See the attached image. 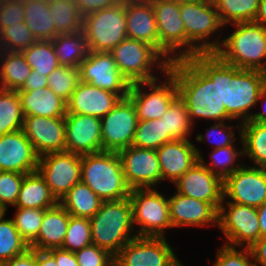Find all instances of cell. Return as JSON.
Segmentation results:
<instances>
[{"instance_id": "11", "label": "cell", "mask_w": 266, "mask_h": 266, "mask_svg": "<svg viewBox=\"0 0 266 266\" xmlns=\"http://www.w3.org/2000/svg\"><path fill=\"white\" fill-rule=\"evenodd\" d=\"M165 74L169 79L161 85L157 80L131 84L127 97L134 104L138 121L159 119L178 97L175 77L168 70ZM146 85L152 88L149 93L142 91Z\"/></svg>"}, {"instance_id": "57", "label": "cell", "mask_w": 266, "mask_h": 266, "mask_svg": "<svg viewBox=\"0 0 266 266\" xmlns=\"http://www.w3.org/2000/svg\"><path fill=\"white\" fill-rule=\"evenodd\" d=\"M37 266H58L54 257L48 251L36 250Z\"/></svg>"}, {"instance_id": "47", "label": "cell", "mask_w": 266, "mask_h": 266, "mask_svg": "<svg viewBox=\"0 0 266 266\" xmlns=\"http://www.w3.org/2000/svg\"><path fill=\"white\" fill-rule=\"evenodd\" d=\"M25 174L0 171V203L15 206Z\"/></svg>"}, {"instance_id": "39", "label": "cell", "mask_w": 266, "mask_h": 266, "mask_svg": "<svg viewBox=\"0 0 266 266\" xmlns=\"http://www.w3.org/2000/svg\"><path fill=\"white\" fill-rule=\"evenodd\" d=\"M21 52L31 69L43 76L50 75L60 66L51 40H37Z\"/></svg>"}, {"instance_id": "28", "label": "cell", "mask_w": 266, "mask_h": 266, "mask_svg": "<svg viewBox=\"0 0 266 266\" xmlns=\"http://www.w3.org/2000/svg\"><path fill=\"white\" fill-rule=\"evenodd\" d=\"M24 116L65 117L67 103L49 87L33 91H17Z\"/></svg>"}, {"instance_id": "60", "label": "cell", "mask_w": 266, "mask_h": 266, "mask_svg": "<svg viewBox=\"0 0 266 266\" xmlns=\"http://www.w3.org/2000/svg\"><path fill=\"white\" fill-rule=\"evenodd\" d=\"M260 222V237H266V202L257 208Z\"/></svg>"}, {"instance_id": "13", "label": "cell", "mask_w": 266, "mask_h": 266, "mask_svg": "<svg viewBox=\"0 0 266 266\" xmlns=\"http://www.w3.org/2000/svg\"><path fill=\"white\" fill-rule=\"evenodd\" d=\"M80 81L119 95L129 94L131 84L117 68L110 52L89 51L79 65Z\"/></svg>"}, {"instance_id": "55", "label": "cell", "mask_w": 266, "mask_h": 266, "mask_svg": "<svg viewBox=\"0 0 266 266\" xmlns=\"http://www.w3.org/2000/svg\"><path fill=\"white\" fill-rule=\"evenodd\" d=\"M3 266H37L36 250L30 248L24 254L3 262Z\"/></svg>"}, {"instance_id": "53", "label": "cell", "mask_w": 266, "mask_h": 266, "mask_svg": "<svg viewBox=\"0 0 266 266\" xmlns=\"http://www.w3.org/2000/svg\"><path fill=\"white\" fill-rule=\"evenodd\" d=\"M45 87H48V77L31 70L23 87L18 91H33Z\"/></svg>"}, {"instance_id": "25", "label": "cell", "mask_w": 266, "mask_h": 266, "mask_svg": "<svg viewBox=\"0 0 266 266\" xmlns=\"http://www.w3.org/2000/svg\"><path fill=\"white\" fill-rule=\"evenodd\" d=\"M122 98L108 90L79 82L70 100L66 113H76L102 118L107 115Z\"/></svg>"}, {"instance_id": "40", "label": "cell", "mask_w": 266, "mask_h": 266, "mask_svg": "<svg viewBox=\"0 0 266 266\" xmlns=\"http://www.w3.org/2000/svg\"><path fill=\"white\" fill-rule=\"evenodd\" d=\"M28 249L29 245L21 237L12 219L0 220V261H9Z\"/></svg>"}, {"instance_id": "38", "label": "cell", "mask_w": 266, "mask_h": 266, "mask_svg": "<svg viewBox=\"0 0 266 266\" xmlns=\"http://www.w3.org/2000/svg\"><path fill=\"white\" fill-rule=\"evenodd\" d=\"M220 20L229 23L253 22L260 0H212Z\"/></svg>"}, {"instance_id": "34", "label": "cell", "mask_w": 266, "mask_h": 266, "mask_svg": "<svg viewBox=\"0 0 266 266\" xmlns=\"http://www.w3.org/2000/svg\"><path fill=\"white\" fill-rule=\"evenodd\" d=\"M24 20L37 40L55 38V26L49 10V2L41 0H23Z\"/></svg>"}, {"instance_id": "59", "label": "cell", "mask_w": 266, "mask_h": 266, "mask_svg": "<svg viewBox=\"0 0 266 266\" xmlns=\"http://www.w3.org/2000/svg\"><path fill=\"white\" fill-rule=\"evenodd\" d=\"M263 100V104L264 100L266 101V84L264 85L260 95H259V99L258 101ZM250 121H255L258 123H266V110L264 109L263 112H258V113H253L252 117L250 118Z\"/></svg>"}, {"instance_id": "24", "label": "cell", "mask_w": 266, "mask_h": 266, "mask_svg": "<svg viewBox=\"0 0 266 266\" xmlns=\"http://www.w3.org/2000/svg\"><path fill=\"white\" fill-rule=\"evenodd\" d=\"M162 181L169 179L175 183L201 157L200 151L188 140H173L157 150Z\"/></svg>"}, {"instance_id": "15", "label": "cell", "mask_w": 266, "mask_h": 266, "mask_svg": "<svg viewBox=\"0 0 266 266\" xmlns=\"http://www.w3.org/2000/svg\"><path fill=\"white\" fill-rule=\"evenodd\" d=\"M165 237H135L115 256L122 266H173L177 261Z\"/></svg>"}, {"instance_id": "66", "label": "cell", "mask_w": 266, "mask_h": 266, "mask_svg": "<svg viewBox=\"0 0 266 266\" xmlns=\"http://www.w3.org/2000/svg\"><path fill=\"white\" fill-rule=\"evenodd\" d=\"M41 1L52 2L53 0H41Z\"/></svg>"}, {"instance_id": "30", "label": "cell", "mask_w": 266, "mask_h": 266, "mask_svg": "<svg viewBox=\"0 0 266 266\" xmlns=\"http://www.w3.org/2000/svg\"><path fill=\"white\" fill-rule=\"evenodd\" d=\"M102 200L83 182L74 185L59 204L71 215L91 219L102 205Z\"/></svg>"}, {"instance_id": "64", "label": "cell", "mask_w": 266, "mask_h": 266, "mask_svg": "<svg viewBox=\"0 0 266 266\" xmlns=\"http://www.w3.org/2000/svg\"><path fill=\"white\" fill-rule=\"evenodd\" d=\"M173 266H183V265L178 260Z\"/></svg>"}, {"instance_id": "48", "label": "cell", "mask_w": 266, "mask_h": 266, "mask_svg": "<svg viewBox=\"0 0 266 266\" xmlns=\"http://www.w3.org/2000/svg\"><path fill=\"white\" fill-rule=\"evenodd\" d=\"M253 254L250 248H243L237 251L235 247L224 245L217 252L214 266H256L250 259Z\"/></svg>"}, {"instance_id": "41", "label": "cell", "mask_w": 266, "mask_h": 266, "mask_svg": "<svg viewBox=\"0 0 266 266\" xmlns=\"http://www.w3.org/2000/svg\"><path fill=\"white\" fill-rule=\"evenodd\" d=\"M165 144V126L159 119L138 121L132 145L157 150Z\"/></svg>"}, {"instance_id": "9", "label": "cell", "mask_w": 266, "mask_h": 266, "mask_svg": "<svg viewBox=\"0 0 266 266\" xmlns=\"http://www.w3.org/2000/svg\"><path fill=\"white\" fill-rule=\"evenodd\" d=\"M218 210V224L228 243L227 246L251 248L260 238V222L256 207L228 202V211L223 206ZM226 211V212H225Z\"/></svg>"}, {"instance_id": "54", "label": "cell", "mask_w": 266, "mask_h": 266, "mask_svg": "<svg viewBox=\"0 0 266 266\" xmlns=\"http://www.w3.org/2000/svg\"><path fill=\"white\" fill-rule=\"evenodd\" d=\"M48 252L54 257L58 266H79L73 252L62 248H53Z\"/></svg>"}, {"instance_id": "19", "label": "cell", "mask_w": 266, "mask_h": 266, "mask_svg": "<svg viewBox=\"0 0 266 266\" xmlns=\"http://www.w3.org/2000/svg\"><path fill=\"white\" fill-rule=\"evenodd\" d=\"M127 38L152 46L169 64L175 56L169 55L158 44V30L155 14L149 0H125ZM171 56V57H170Z\"/></svg>"}, {"instance_id": "1", "label": "cell", "mask_w": 266, "mask_h": 266, "mask_svg": "<svg viewBox=\"0 0 266 266\" xmlns=\"http://www.w3.org/2000/svg\"><path fill=\"white\" fill-rule=\"evenodd\" d=\"M168 71L175 77L178 97L185 103L192 124L195 117L218 122L233 121L228 115L231 64L216 53H199L174 60Z\"/></svg>"}, {"instance_id": "49", "label": "cell", "mask_w": 266, "mask_h": 266, "mask_svg": "<svg viewBox=\"0 0 266 266\" xmlns=\"http://www.w3.org/2000/svg\"><path fill=\"white\" fill-rule=\"evenodd\" d=\"M79 266H108L115 257L107 250L90 244L75 253Z\"/></svg>"}, {"instance_id": "62", "label": "cell", "mask_w": 266, "mask_h": 266, "mask_svg": "<svg viewBox=\"0 0 266 266\" xmlns=\"http://www.w3.org/2000/svg\"><path fill=\"white\" fill-rule=\"evenodd\" d=\"M175 1L176 3H189V2H195V1H200V0H172Z\"/></svg>"}, {"instance_id": "56", "label": "cell", "mask_w": 266, "mask_h": 266, "mask_svg": "<svg viewBox=\"0 0 266 266\" xmlns=\"http://www.w3.org/2000/svg\"><path fill=\"white\" fill-rule=\"evenodd\" d=\"M253 254V260L256 262L255 265L259 266L257 263L262 266H266V237H260L254 245L250 248Z\"/></svg>"}, {"instance_id": "26", "label": "cell", "mask_w": 266, "mask_h": 266, "mask_svg": "<svg viewBox=\"0 0 266 266\" xmlns=\"http://www.w3.org/2000/svg\"><path fill=\"white\" fill-rule=\"evenodd\" d=\"M172 227L218 224V211L207 202L176 193L168 198Z\"/></svg>"}, {"instance_id": "32", "label": "cell", "mask_w": 266, "mask_h": 266, "mask_svg": "<svg viewBox=\"0 0 266 266\" xmlns=\"http://www.w3.org/2000/svg\"><path fill=\"white\" fill-rule=\"evenodd\" d=\"M0 81L1 89L20 90L28 78L31 67L22 52L0 50Z\"/></svg>"}, {"instance_id": "10", "label": "cell", "mask_w": 266, "mask_h": 266, "mask_svg": "<svg viewBox=\"0 0 266 266\" xmlns=\"http://www.w3.org/2000/svg\"><path fill=\"white\" fill-rule=\"evenodd\" d=\"M37 171L60 201L81 181V156L72 152H52L39 157Z\"/></svg>"}, {"instance_id": "58", "label": "cell", "mask_w": 266, "mask_h": 266, "mask_svg": "<svg viewBox=\"0 0 266 266\" xmlns=\"http://www.w3.org/2000/svg\"><path fill=\"white\" fill-rule=\"evenodd\" d=\"M266 28V0H260L255 19L253 21Z\"/></svg>"}, {"instance_id": "3", "label": "cell", "mask_w": 266, "mask_h": 266, "mask_svg": "<svg viewBox=\"0 0 266 266\" xmlns=\"http://www.w3.org/2000/svg\"><path fill=\"white\" fill-rule=\"evenodd\" d=\"M81 182L86 184L102 201L128 198L122 163L117 152L102 151L81 156Z\"/></svg>"}, {"instance_id": "42", "label": "cell", "mask_w": 266, "mask_h": 266, "mask_svg": "<svg viewBox=\"0 0 266 266\" xmlns=\"http://www.w3.org/2000/svg\"><path fill=\"white\" fill-rule=\"evenodd\" d=\"M48 77V87L66 103L80 82L79 69L60 65Z\"/></svg>"}, {"instance_id": "45", "label": "cell", "mask_w": 266, "mask_h": 266, "mask_svg": "<svg viewBox=\"0 0 266 266\" xmlns=\"http://www.w3.org/2000/svg\"><path fill=\"white\" fill-rule=\"evenodd\" d=\"M46 209L17 208L12 221L21 237L30 245L38 236Z\"/></svg>"}, {"instance_id": "12", "label": "cell", "mask_w": 266, "mask_h": 266, "mask_svg": "<svg viewBox=\"0 0 266 266\" xmlns=\"http://www.w3.org/2000/svg\"><path fill=\"white\" fill-rule=\"evenodd\" d=\"M102 151L119 152L132 145L138 116L128 98L119 103L101 119Z\"/></svg>"}, {"instance_id": "31", "label": "cell", "mask_w": 266, "mask_h": 266, "mask_svg": "<svg viewBox=\"0 0 266 266\" xmlns=\"http://www.w3.org/2000/svg\"><path fill=\"white\" fill-rule=\"evenodd\" d=\"M52 45L60 65L79 68L89 52L83 31L60 34L52 40Z\"/></svg>"}, {"instance_id": "2", "label": "cell", "mask_w": 266, "mask_h": 266, "mask_svg": "<svg viewBox=\"0 0 266 266\" xmlns=\"http://www.w3.org/2000/svg\"><path fill=\"white\" fill-rule=\"evenodd\" d=\"M92 244L107 250L114 257L137 235L133 232V214L128 198L103 201L98 212L91 218Z\"/></svg>"}, {"instance_id": "22", "label": "cell", "mask_w": 266, "mask_h": 266, "mask_svg": "<svg viewBox=\"0 0 266 266\" xmlns=\"http://www.w3.org/2000/svg\"><path fill=\"white\" fill-rule=\"evenodd\" d=\"M65 127V151L80 156L102 152L100 118L90 115L66 113Z\"/></svg>"}, {"instance_id": "61", "label": "cell", "mask_w": 266, "mask_h": 266, "mask_svg": "<svg viewBox=\"0 0 266 266\" xmlns=\"http://www.w3.org/2000/svg\"><path fill=\"white\" fill-rule=\"evenodd\" d=\"M7 207L0 203V220L4 218Z\"/></svg>"}, {"instance_id": "35", "label": "cell", "mask_w": 266, "mask_h": 266, "mask_svg": "<svg viewBox=\"0 0 266 266\" xmlns=\"http://www.w3.org/2000/svg\"><path fill=\"white\" fill-rule=\"evenodd\" d=\"M49 10L55 26V37L82 31L83 16L73 0H53Z\"/></svg>"}, {"instance_id": "4", "label": "cell", "mask_w": 266, "mask_h": 266, "mask_svg": "<svg viewBox=\"0 0 266 266\" xmlns=\"http://www.w3.org/2000/svg\"><path fill=\"white\" fill-rule=\"evenodd\" d=\"M234 25L236 30L222 41L215 53L224 62L239 69L266 73V28L254 22Z\"/></svg>"}, {"instance_id": "37", "label": "cell", "mask_w": 266, "mask_h": 266, "mask_svg": "<svg viewBox=\"0 0 266 266\" xmlns=\"http://www.w3.org/2000/svg\"><path fill=\"white\" fill-rule=\"evenodd\" d=\"M24 114L17 91L0 88V136L22 130Z\"/></svg>"}, {"instance_id": "29", "label": "cell", "mask_w": 266, "mask_h": 266, "mask_svg": "<svg viewBox=\"0 0 266 266\" xmlns=\"http://www.w3.org/2000/svg\"><path fill=\"white\" fill-rule=\"evenodd\" d=\"M59 201L52 194L50 187L38 171L25 174L16 208L49 209Z\"/></svg>"}, {"instance_id": "51", "label": "cell", "mask_w": 266, "mask_h": 266, "mask_svg": "<svg viewBox=\"0 0 266 266\" xmlns=\"http://www.w3.org/2000/svg\"><path fill=\"white\" fill-rule=\"evenodd\" d=\"M224 122L225 121L217 122L214 126H211L210 129H206L207 133L205 135H206V138L208 137L207 140H209L210 143H212V141H210V136L218 135L219 137H221V138H219L218 141L216 139L213 140V141H215L214 149L231 146V145H233V143H235L234 142V140H235L234 139L235 138L234 133L232 132V129H231L232 126H226L224 124Z\"/></svg>"}, {"instance_id": "7", "label": "cell", "mask_w": 266, "mask_h": 266, "mask_svg": "<svg viewBox=\"0 0 266 266\" xmlns=\"http://www.w3.org/2000/svg\"><path fill=\"white\" fill-rule=\"evenodd\" d=\"M110 53L117 68L130 84L157 80L150 70L157 63L162 72L168 70L169 63L164 59L159 61L161 55L152 46L141 41L125 38Z\"/></svg>"}, {"instance_id": "20", "label": "cell", "mask_w": 266, "mask_h": 266, "mask_svg": "<svg viewBox=\"0 0 266 266\" xmlns=\"http://www.w3.org/2000/svg\"><path fill=\"white\" fill-rule=\"evenodd\" d=\"M22 130L39 157L65 151V117L24 116Z\"/></svg>"}, {"instance_id": "21", "label": "cell", "mask_w": 266, "mask_h": 266, "mask_svg": "<svg viewBox=\"0 0 266 266\" xmlns=\"http://www.w3.org/2000/svg\"><path fill=\"white\" fill-rule=\"evenodd\" d=\"M154 10L158 30V44L171 54L184 46L175 60L185 58V29L180 4L172 0H149Z\"/></svg>"}, {"instance_id": "18", "label": "cell", "mask_w": 266, "mask_h": 266, "mask_svg": "<svg viewBox=\"0 0 266 266\" xmlns=\"http://www.w3.org/2000/svg\"><path fill=\"white\" fill-rule=\"evenodd\" d=\"M174 184L177 193L210 203L217 211L219 210L224 198L223 179L206 167L202 156Z\"/></svg>"}, {"instance_id": "16", "label": "cell", "mask_w": 266, "mask_h": 266, "mask_svg": "<svg viewBox=\"0 0 266 266\" xmlns=\"http://www.w3.org/2000/svg\"><path fill=\"white\" fill-rule=\"evenodd\" d=\"M118 155L125 181L131 190L151 188L162 181L156 150L131 145L119 151Z\"/></svg>"}, {"instance_id": "52", "label": "cell", "mask_w": 266, "mask_h": 266, "mask_svg": "<svg viewBox=\"0 0 266 266\" xmlns=\"http://www.w3.org/2000/svg\"><path fill=\"white\" fill-rule=\"evenodd\" d=\"M78 6L81 15L84 17L90 13L102 10L104 8L116 6L124 0H73Z\"/></svg>"}, {"instance_id": "63", "label": "cell", "mask_w": 266, "mask_h": 266, "mask_svg": "<svg viewBox=\"0 0 266 266\" xmlns=\"http://www.w3.org/2000/svg\"><path fill=\"white\" fill-rule=\"evenodd\" d=\"M108 266H122L115 259Z\"/></svg>"}, {"instance_id": "65", "label": "cell", "mask_w": 266, "mask_h": 266, "mask_svg": "<svg viewBox=\"0 0 266 266\" xmlns=\"http://www.w3.org/2000/svg\"><path fill=\"white\" fill-rule=\"evenodd\" d=\"M10 0H0V5L1 4H4V3H6V2H9Z\"/></svg>"}, {"instance_id": "5", "label": "cell", "mask_w": 266, "mask_h": 266, "mask_svg": "<svg viewBox=\"0 0 266 266\" xmlns=\"http://www.w3.org/2000/svg\"><path fill=\"white\" fill-rule=\"evenodd\" d=\"M180 15L185 29V58L199 53H215L220 48V41H206L212 33L224 26L212 0L181 3ZM200 41L202 44L195 45Z\"/></svg>"}, {"instance_id": "17", "label": "cell", "mask_w": 266, "mask_h": 266, "mask_svg": "<svg viewBox=\"0 0 266 266\" xmlns=\"http://www.w3.org/2000/svg\"><path fill=\"white\" fill-rule=\"evenodd\" d=\"M223 196L237 204L260 207L266 202V169L241 166L223 180Z\"/></svg>"}, {"instance_id": "14", "label": "cell", "mask_w": 266, "mask_h": 266, "mask_svg": "<svg viewBox=\"0 0 266 266\" xmlns=\"http://www.w3.org/2000/svg\"><path fill=\"white\" fill-rule=\"evenodd\" d=\"M266 84V73L258 70L239 69L232 65V81L228 96V115L232 119H241V123L249 121L252 113H248L256 103ZM243 120H242V118Z\"/></svg>"}, {"instance_id": "46", "label": "cell", "mask_w": 266, "mask_h": 266, "mask_svg": "<svg viewBox=\"0 0 266 266\" xmlns=\"http://www.w3.org/2000/svg\"><path fill=\"white\" fill-rule=\"evenodd\" d=\"M244 154L243 150L238 152L234 148L233 145L223 147V148H218V149H213L212 153L210 154L211 157V166H206L212 173L220 176L223 180L228 176L233 174L238 168H240L242 165L237 164L235 167L234 161H236L238 155ZM213 164V165H212ZM215 167L217 170H214ZM219 168V169H218ZM220 168H222L220 170Z\"/></svg>"}, {"instance_id": "50", "label": "cell", "mask_w": 266, "mask_h": 266, "mask_svg": "<svg viewBox=\"0 0 266 266\" xmlns=\"http://www.w3.org/2000/svg\"><path fill=\"white\" fill-rule=\"evenodd\" d=\"M23 0H10L0 5V31L24 20Z\"/></svg>"}, {"instance_id": "6", "label": "cell", "mask_w": 266, "mask_h": 266, "mask_svg": "<svg viewBox=\"0 0 266 266\" xmlns=\"http://www.w3.org/2000/svg\"><path fill=\"white\" fill-rule=\"evenodd\" d=\"M82 31L89 51L110 52L127 38L125 0L84 16Z\"/></svg>"}, {"instance_id": "43", "label": "cell", "mask_w": 266, "mask_h": 266, "mask_svg": "<svg viewBox=\"0 0 266 266\" xmlns=\"http://www.w3.org/2000/svg\"><path fill=\"white\" fill-rule=\"evenodd\" d=\"M91 224L88 218L71 216L62 249L75 253L92 244Z\"/></svg>"}, {"instance_id": "8", "label": "cell", "mask_w": 266, "mask_h": 266, "mask_svg": "<svg viewBox=\"0 0 266 266\" xmlns=\"http://www.w3.org/2000/svg\"><path fill=\"white\" fill-rule=\"evenodd\" d=\"M129 200L132 206L133 224H139L138 237H165L164 229L172 228L169 203L154 188L133 189Z\"/></svg>"}, {"instance_id": "27", "label": "cell", "mask_w": 266, "mask_h": 266, "mask_svg": "<svg viewBox=\"0 0 266 266\" xmlns=\"http://www.w3.org/2000/svg\"><path fill=\"white\" fill-rule=\"evenodd\" d=\"M70 214L58 203L46 209L37 238L29 245L33 250L61 248L67 232Z\"/></svg>"}, {"instance_id": "36", "label": "cell", "mask_w": 266, "mask_h": 266, "mask_svg": "<svg viewBox=\"0 0 266 266\" xmlns=\"http://www.w3.org/2000/svg\"><path fill=\"white\" fill-rule=\"evenodd\" d=\"M160 119L165 126V143L188 138L193 124L185 103L179 97L170 104Z\"/></svg>"}, {"instance_id": "23", "label": "cell", "mask_w": 266, "mask_h": 266, "mask_svg": "<svg viewBox=\"0 0 266 266\" xmlns=\"http://www.w3.org/2000/svg\"><path fill=\"white\" fill-rule=\"evenodd\" d=\"M38 159L23 130L0 136V171L28 174L37 171Z\"/></svg>"}, {"instance_id": "44", "label": "cell", "mask_w": 266, "mask_h": 266, "mask_svg": "<svg viewBox=\"0 0 266 266\" xmlns=\"http://www.w3.org/2000/svg\"><path fill=\"white\" fill-rule=\"evenodd\" d=\"M36 41L37 39L27 27L25 21L3 28L0 31V50L21 52Z\"/></svg>"}, {"instance_id": "33", "label": "cell", "mask_w": 266, "mask_h": 266, "mask_svg": "<svg viewBox=\"0 0 266 266\" xmlns=\"http://www.w3.org/2000/svg\"><path fill=\"white\" fill-rule=\"evenodd\" d=\"M236 127L240 131L243 156L253 160L256 167L266 169V123L249 120Z\"/></svg>"}]
</instances>
